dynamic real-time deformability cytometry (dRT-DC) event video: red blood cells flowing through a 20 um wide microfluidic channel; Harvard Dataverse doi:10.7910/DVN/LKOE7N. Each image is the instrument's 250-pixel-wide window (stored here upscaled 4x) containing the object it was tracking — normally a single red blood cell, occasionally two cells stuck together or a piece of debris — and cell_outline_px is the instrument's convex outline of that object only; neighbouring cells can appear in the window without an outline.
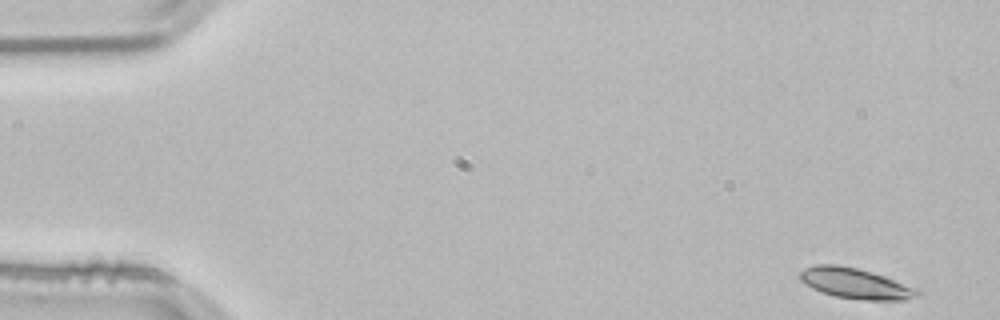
{"species": "common noctule bat (a hibernating species)", "species_latin": "Nyctalus noctula", "temperature_condition": "room temperature", "stored_images_in_passage": 14, "camera_frame_rate_fps": 3000, "um_per_image_px": 0.085, "animal": {"sex": "male", "body_mass_g": 21.5, "forearm_length_mm": 52.0}, "frame": {"image": 1, "passage_image": 1, "time_ms": 0.0, "image_size_px": [1000, 320], "cell_outline_px": [[920, 296], [904, 300], [868, 300], [836, 296], [820, 292], [812, 288], [800, 280], [800, 272], [804, 268], [816, 264], [836, 264], [856, 268], [872, 272], [884, 276], [916, 288], [920, 292]], "centroid_in_image_um": [72.7, 24.09], "position_along_channel_um": 12.3, "area_um2": 20.75}}
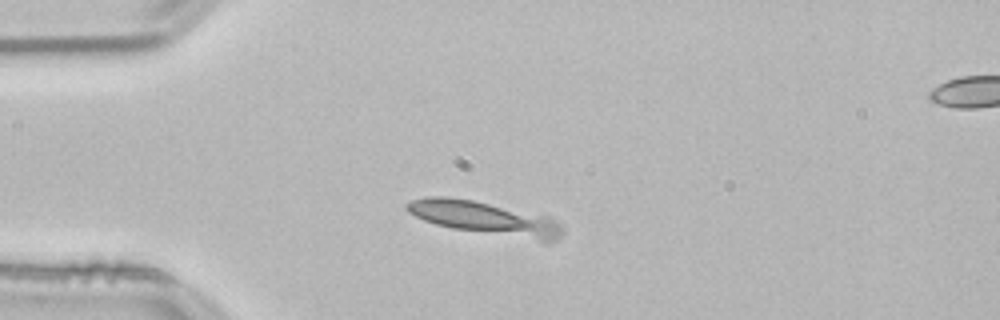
{"frame": {"image": 2, "passage_image": 12, "time_ms": 3.667, "image_size_px": [1000, 320], "cell_outline_px": [[564, 232], [556, 240], [548, 244], [452, 228], [436, 224], [424, 220], [408, 212], [404, 208], [404, 204], [412, 200], [432, 196], [448, 196], [472, 200], [548, 216], [556, 220], [560, 224]], "centroid_in_image_um": [41.29, 18.58], "position_along_channel_um": 43.7, "area_um2": 30.63}}